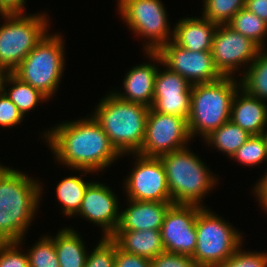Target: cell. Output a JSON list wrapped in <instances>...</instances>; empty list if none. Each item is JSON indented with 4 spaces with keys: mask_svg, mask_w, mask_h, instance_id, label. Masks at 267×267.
<instances>
[{
    "mask_svg": "<svg viewBox=\"0 0 267 267\" xmlns=\"http://www.w3.org/2000/svg\"><path fill=\"white\" fill-rule=\"evenodd\" d=\"M93 117L123 156L138 153L145 137L149 107L120 99L109 92L95 106Z\"/></svg>",
    "mask_w": 267,
    "mask_h": 267,
    "instance_id": "3957f363",
    "label": "cell"
},
{
    "mask_svg": "<svg viewBox=\"0 0 267 267\" xmlns=\"http://www.w3.org/2000/svg\"><path fill=\"white\" fill-rule=\"evenodd\" d=\"M219 267H267V252L242 250V245Z\"/></svg>",
    "mask_w": 267,
    "mask_h": 267,
    "instance_id": "1f68e13d",
    "label": "cell"
},
{
    "mask_svg": "<svg viewBox=\"0 0 267 267\" xmlns=\"http://www.w3.org/2000/svg\"><path fill=\"white\" fill-rule=\"evenodd\" d=\"M267 129H265V131L263 132V136H264V138H265V140H266V144H267V131H266Z\"/></svg>",
    "mask_w": 267,
    "mask_h": 267,
    "instance_id": "60d3db41",
    "label": "cell"
},
{
    "mask_svg": "<svg viewBox=\"0 0 267 267\" xmlns=\"http://www.w3.org/2000/svg\"><path fill=\"white\" fill-rule=\"evenodd\" d=\"M10 74L11 72L8 69L0 67V95L5 91V83Z\"/></svg>",
    "mask_w": 267,
    "mask_h": 267,
    "instance_id": "ab89813d",
    "label": "cell"
},
{
    "mask_svg": "<svg viewBox=\"0 0 267 267\" xmlns=\"http://www.w3.org/2000/svg\"><path fill=\"white\" fill-rule=\"evenodd\" d=\"M53 241L60 267H85L89 251L75 229H60Z\"/></svg>",
    "mask_w": 267,
    "mask_h": 267,
    "instance_id": "7402d4cb",
    "label": "cell"
},
{
    "mask_svg": "<svg viewBox=\"0 0 267 267\" xmlns=\"http://www.w3.org/2000/svg\"><path fill=\"white\" fill-rule=\"evenodd\" d=\"M123 22L137 36L146 38L145 52H157L173 38V30L161 0H117Z\"/></svg>",
    "mask_w": 267,
    "mask_h": 267,
    "instance_id": "9c48e42d",
    "label": "cell"
},
{
    "mask_svg": "<svg viewBox=\"0 0 267 267\" xmlns=\"http://www.w3.org/2000/svg\"><path fill=\"white\" fill-rule=\"evenodd\" d=\"M238 75L192 85L190 115L187 120L191 138L204 139L213 130L230 120L232 101L240 88Z\"/></svg>",
    "mask_w": 267,
    "mask_h": 267,
    "instance_id": "5b68a950",
    "label": "cell"
},
{
    "mask_svg": "<svg viewBox=\"0 0 267 267\" xmlns=\"http://www.w3.org/2000/svg\"><path fill=\"white\" fill-rule=\"evenodd\" d=\"M42 191L40 181L0 164V243H23L41 206Z\"/></svg>",
    "mask_w": 267,
    "mask_h": 267,
    "instance_id": "7a4b0ae2",
    "label": "cell"
},
{
    "mask_svg": "<svg viewBox=\"0 0 267 267\" xmlns=\"http://www.w3.org/2000/svg\"><path fill=\"white\" fill-rule=\"evenodd\" d=\"M198 205L173 204L164 217L160 232L166 252L192 256L197 244L195 228Z\"/></svg>",
    "mask_w": 267,
    "mask_h": 267,
    "instance_id": "5bb4252c",
    "label": "cell"
},
{
    "mask_svg": "<svg viewBox=\"0 0 267 267\" xmlns=\"http://www.w3.org/2000/svg\"><path fill=\"white\" fill-rule=\"evenodd\" d=\"M250 136L251 134L229 120L213 130L203 139V142L231 158Z\"/></svg>",
    "mask_w": 267,
    "mask_h": 267,
    "instance_id": "cb8c5ba5",
    "label": "cell"
},
{
    "mask_svg": "<svg viewBox=\"0 0 267 267\" xmlns=\"http://www.w3.org/2000/svg\"><path fill=\"white\" fill-rule=\"evenodd\" d=\"M27 0H0V13H24Z\"/></svg>",
    "mask_w": 267,
    "mask_h": 267,
    "instance_id": "f35d334b",
    "label": "cell"
},
{
    "mask_svg": "<svg viewBox=\"0 0 267 267\" xmlns=\"http://www.w3.org/2000/svg\"><path fill=\"white\" fill-rule=\"evenodd\" d=\"M217 26L202 16L185 17L174 25L172 41L190 51H211Z\"/></svg>",
    "mask_w": 267,
    "mask_h": 267,
    "instance_id": "ffe728a7",
    "label": "cell"
},
{
    "mask_svg": "<svg viewBox=\"0 0 267 267\" xmlns=\"http://www.w3.org/2000/svg\"><path fill=\"white\" fill-rule=\"evenodd\" d=\"M111 238L124 252L150 260L165 251L160 230H116Z\"/></svg>",
    "mask_w": 267,
    "mask_h": 267,
    "instance_id": "44dd1931",
    "label": "cell"
},
{
    "mask_svg": "<svg viewBox=\"0 0 267 267\" xmlns=\"http://www.w3.org/2000/svg\"><path fill=\"white\" fill-rule=\"evenodd\" d=\"M149 63H142L133 66L128 70L123 79V91L114 90V94L120 99L130 101L133 103L143 104L149 108L152 107L154 98V85L157 70L162 64L160 55L157 52H145ZM158 65H156L155 63Z\"/></svg>",
    "mask_w": 267,
    "mask_h": 267,
    "instance_id": "e0dca14e",
    "label": "cell"
},
{
    "mask_svg": "<svg viewBox=\"0 0 267 267\" xmlns=\"http://www.w3.org/2000/svg\"><path fill=\"white\" fill-rule=\"evenodd\" d=\"M0 67L11 73L49 32L47 13H0Z\"/></svg>",
    "mask_w": 267,
    "mask_h": 267,
    "instance_id": "52a82bcc",
    "label": "cell"
},
{
    "mask_svg": "<svg viewBox=\"0 0 267 267\" xmlns=\"http://www.w3.org/2000/svg\"><path fill=\"white\" fill-rule=\"evenodd\" d=\"M261 50L251 39L227 24L217 26L211 53L215 67L222 76L234 77L241 67L250 65Z\"/></svg>",
    "mask_w": 267,
    "mask_h": 267,
    "instance_id": "7c38bea8",
    "label": "cell"
},
{
    "mask_svg": "<svg viewBox=\"0 0 267 267\" xmlns=\"http://www.w3.org/2000/svg\"><path fill=\"white\" fill-rule=\"evenodd\" d=\"M50 34L47 33L12 72L49 100L57 92L66 65L65 40L63 42L61 34Z\"/></svg>",
    "mask_w": 267,
    "mask_h": 267,
    "instance_id": "8992f818",
    "label": "cell"
},
{
    "mask_svg": "<svg viewBox=\"0 0 267 267\" xmlns=\"http://www.w3.org/2000/svg\"><path fill=\"white\" fill-rule=\"evenodd\" d=\"M157 53L162 60L161 66L180 74L191 85L223 77L215 67L211 51H190L170 40Z\"/></svg>",
    "mask_w": 267,
    "mask_h": 267,
    "instance_id": "4fadbf2b",
    "label": "cell"
},
{
    "mask_svg": "<svg viewBox=\"0 0 267 267\" xmlns=\"http://www.w3.org/2000/svg\"><path fill=\"white\" fill-rule=\"evenodd\" d=\"M27 250L30 267H60L53 236L43 235Z\"/></svg>",
    "mask_w": 267,
    "mask_h": 267,
    "instance_id": "f546056e",
    "label": "cell"
},
{
    "mask_svg": "<svg viewBox=\"0 0 267 267\" xmlns=\"http://www.w3.org/2000/svg\"><path fill=\"white\" fill-rule=\"evenodd\" d=\"M89 116L60 122L42 133L55 161L69 169L81 171V176L94 172L97 175V172L105 171L103 169L122 157L99 122L92 114Z\"/></svg>",
    "mask_w": 267,
    "mask_h": 267,
    "instance_id": "6da1fadb",
    "label": "cell"
},
{
    "mask_svg": "<svg viewBox=\"0 0 267 267\" xmlns=\"http://www.w3.org/2000/svg\"><path fill=\"white\" fill-rule=\"evenodd\" d=\"M164 67L162 71L161 68L157 70L151 108L156 112L180 116L188 120L192 85L180 74Z\"/></svg>",
    "mask_w": 267,
    "mask_h": 267,
    "instance_id": "2e32d148",
    "label": "cell"
},
{
    "mask_svg": "<svg viewBox=\"0 0 267 267\" xmlns=\"http://www.w3.org/2000/svg\"><path fill=\"white\" fill-rule=\"evenodd\" d=\"M252 191L257 198L260 207L267 212V172H265L260 180L255 184Z\"/></svg>",
    "mask_w": 267,
    "mask_h": 267,
    "instance_id": "8d00e7d4",
    "label": "cell"
},
{
    "mask_svg": "<svg viewBox=\"0 0 267 267\" xmlns=\"http://www.w3.org/2000/svg\"><path fill=\"white\" fill-rule=\"evenodd\" d=\"M115 267H151V260L124 252L116 243Z\"/></svg>",
    "mask_w": 267,
    "mask_h": 267,
    "instance_id": "d590c367",
    "label": "cell"
},
{
    "mask_svg": "<svg viewBox=\"0 0 267 267\" xmlns=\"http://www.w3.org/2000/svg\"><path fill=\"white\" fill-rule=\"evenodd\" d=\"M249 67V68H248ZM242 70L240 88L249 95L267 101V49H262L251 64ZM246 70V71H245Z\"/></svg>",
    "mask_w": 267,
    "mask_h": 267,
    "instance_id": "603a6c76",
    "label": "cell"
},
{
    "mask_svg": "<svg viewBox=\"0 0 267 267\" xmlns=\"http://www.w3.org/2000/svg\"><path fill=\"white\" fill-rule=\"evenodd\" d=\"M19 242L0 243V267H30L27 253Z\"/></svg>",
    "mask_w": 267,
    "mask_h": 267,
    "instance_id": "d6a6232c",
    "label": "cell"
},
{
    "mask_svg": "<svg viewBox=\"0 0 267 267\" xmlns=\"http://www.w3.org/2000/svg\"><path fill=\"white\" fill-rule=\"evenodd\" d=\"M161 155L173 204L205 207L203 199L218 184V177L188 148Z\"/></svg>",
    "mask_w": 267,
    "mask_h": 267,
    "instance_id": "277c9868",
    "label": "cell"
},
{
    "mask_svg": "<svg viewBox=\"0 0 267 267\" xmlns=\"http://www.w3.org/2000/svg\"><path fill=\"white\" fill-rule=\"evenodd\" d=\"M230 120L251 135H262L267 128L266 102L239 88L232 101Z\"/></svg>",
    "mask_w": 267,
    "mask_h": 267,
    "instance_id": "d6986e66",
    "label": "cell"
},
{
    "mask_svg": "<svg viewBox=\"0 0 267 267\" xmlns=\"http://www.w3.org/2000/svg\"><path fill=\"white\" fill-rule=\"evenodd\" d=\"M116 242L111 237H101L88 253L85 267H115Z\"/></svg>",
    "mask_w": 267,
    "mask_h": 267,
    "instance_id": "4dcf8cb0",
    "label": "cell"
},
{
    "mask_svg": "<svg viewBox=\"0 0 267 267\" xmlns=\"http://www.w3.org/2000/svg\"><path fill=\"white\" fill-rule=\"evenodd\" d=\"M93 181H85L81 176H68L56 186V198L62 207L64 216L75 217L81 208L87 187Z\"/></svg>",
    "mask_w": 267,
    "mask_h": 267,
    "instance_id": "d4e9b609",
    "label": "cell"
},
{
    "mask_svg": "<svg viewBox=\"0 0 267 267\" xmlns=\"http://www.w3.org/2000/svg\"><path fill=\"white\" fill-rule=\"evenodd\" d=\"M245 8L267 23V0H246Z\"/></svg>",
    "mask_w": 267,
    "mask_h": 267,
    "instance_id": "74e56055",
    "label": "cell"
},
{
    "mask_svg": "<svg viewBox=\"0 0 267 267\" xmlns=\"http://www.w3.org/2000/svg\"><path fill=\"white\" fill-rule=\"evenodd\" d=\"M245 4L246 0H203L201 16L217 25L227 24Z\"/></svg>",
    "mask_w": 267,
    "mask_h": 267,
    "instance_id": "83f0119b",
    "label": "cell"
},
{
    "mask_svg": "<svg viewBox=\"0 0 267 267\" xmlns=\"http://www.w3.org/2000/svg\"><path fill=\"white\" fill-rule=\"evenodd\" d=\"M7 86H9L8 90L6 89ZM4 93L17 106L24 117L27 115V112L29 113L31 110L35 109L39 103H45L49 100L39 90L21 81L13 73H11L6 80Z\"/></svg>",
    "mask_w": 267,
    "mask_h": 267,
    "instance_id": "484cf974",
    "label": "cell"
},
{
    "mask_svg": "<svg viewBox=\"0 0 267 267\" xmlns=\"http://www.w3.org/2000/svg\"><path fill=\"white\" fill-rule=\"evenodd\" d=\"M230 159L247 167L259 166L267 161V144L263 134L251 135Z\"/></svg>",
    "mask_w": 267,
    "mask_h": 267,
    "instance_id": "f1b7e54d",
    "label": "cell"
},
{
    "mask_svg": "<svg viewBox=\"0 0 267 267\" xmlns=\"http://www.w3.org/2000/svg\"><path fill=\"white\" fill-rule=\"evenodd\" d=\"M24 120V116L17 106L3 93L0 95V126L15 127Z\"/></svg>",
    "mask_w": 267,
    "mask_h": 267,
    "instance_id": "836d02e7",
    "label": "cell"
},
{
    "mask_svg": "<svg viewBox=\"0 0 267 267\" xmlns=\"http://www.w3.org/2000/svg\"><path fill=\"white\" fill-rule=\"evenodd\" d=\"M127 208L120 212L117 230H160L167 210L173 203L127 199Z\"/></svg>",
    "mask_w": 267,
    "mask_h": 267,
    "instance_id": "ac0fdd59",
    "label": "cell"
},
{
    "mask_svg": "<svg viewBox=\"0 0 267 267\" xmlns=\"http://www.w3.org/2000/svg\"><path fill=\"white\" fill-rule=\"evenodd\" d=\"M119 201L106 183L93 182L87 187L81 208L75 216H82L100 226L103 237H111L120 222Z\"/></svg>",
    "mask_w": 267,
    "mask_h": 267,
    "instance_id": "9a60e30c",
    "label": "cell"
},
{
    "mask_svg": "<svg viewBox=\"0 0 267 267\" xmlns=\"http://www.w3.org/2000/svg\"><path fill=\"white\" fill-rule=\"evenodd\" d=\"M151 267H198L191 256L162 252L151 259Z\"/></svg>",
    "mask_w": 267,
    "mask_h": 267,
    "instance_id": "e575fe53",
    "label": "cell"
},
{
    "mask_svg": "<svg viewBox=\"0 0 267 267\" xmlns=\"http://www.w3.org/2000/svg\"><path fill=\"white\" fill-rule=\"evenodd\" d=\"M229 27L266 49L267 23L247 8L239 10L227 23Z\"/></svg>",
    "mask_w": 267,
    "mask_h": 267,
    "instance_id": "4316f807",
    "label": "cell"
},
{
    "mask_svg": "<svg viewBox=\"0 0 267 267\" xmlns=\"http://www.w3.org/2000/svg\"><path fill=\"white\" fill-rule=\"evenodd\" d=\"M197 244L191 256L198 267H219L242 245V232L211 209L203 207L195 223Z\"/></svg>",
    "mask_w": 267,
    "mask_h": 267,
    "instance_id": "ba28073f",
    "label": "cell"
},
{
    "mask_svg": "<svg viewBox=\"0 0 267 267\" xmlns=\"http://www.w3.org/2000/svg\"><path fill=\"white\" fill-rule=\"evenodd\" d=\"M190 139L192 138L185 118L163 114L149 108L145 137L138 154L160 157L187 147Z\"/></svg>",
    "mask_w": 267,
    "mask_h": 267,
    "instance_id": "30bf717a",
    "label": "cell"
},
{
    "mask_svg": "<svg viewBox=\"0 0 267 267\" xmlns=\"http://www.w3.org/2000/svg\"><path fill=\"white\" fill-rule=\"evenodd\" d=\"M132 172L125 178L123 188L127 199L172 203L164 165L159 157H148L138 153Z\"/></svg>",
    "mask_w": 267,
    "mask_h": 267,
    "instance_id": "8fae6325",
    "label": "cell"
}]
</instances>
